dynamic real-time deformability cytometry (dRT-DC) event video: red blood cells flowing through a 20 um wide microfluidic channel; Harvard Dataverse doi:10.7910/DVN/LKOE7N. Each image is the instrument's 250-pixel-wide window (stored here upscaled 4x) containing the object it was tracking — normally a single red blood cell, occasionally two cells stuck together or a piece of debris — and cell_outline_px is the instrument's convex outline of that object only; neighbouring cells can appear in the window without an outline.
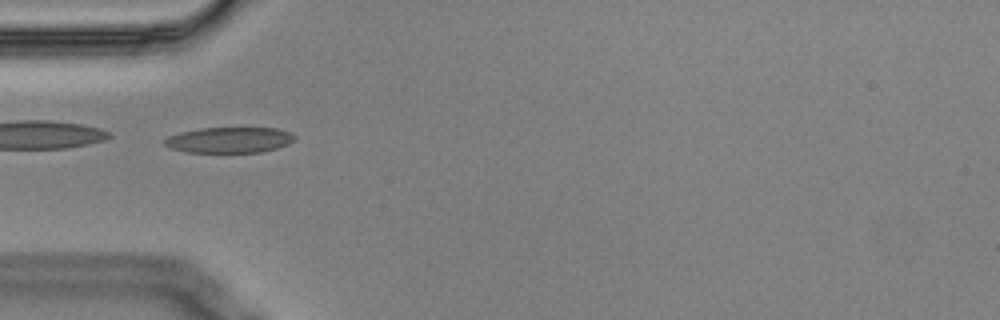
{"species": "Egyptian fruit bat (a non-hibernating species)", "species_latin": "Rousettus aegyptiacus", "temperature_condition": "cold", "stored_images_in_passage": 9, "camera_frame_rate_fps": 3000, "um_per_image_px": 0.085, "animal": {"sex": "male"}, "frame": {"image": 1, "passage_image": 3, "time_ms": 0.667, "image_size_px": [1000, 320], "cell_outline_px": [[296, 136], [288, 144], [276, 148], [260, 152], [188, 152], [168, 148], [164, 144], [164, 140], [168, 136], [180, 132], [200, 128], [276, 128], [288, 132]], "centroid_in_image_um": [19.45, 11.9], "position_along_channel_um": 65.6, "area_um2": 19.36}}
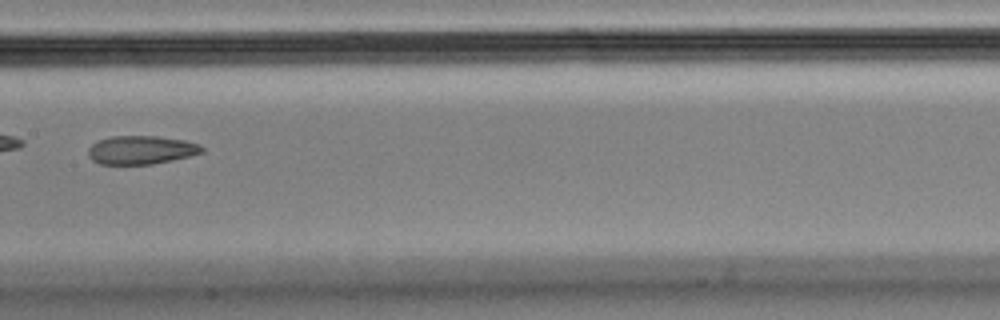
{"frame": {"image": 2, "passage_image": 6, "time_ms": 1.667, "image_size_px": [1000, 320], "cell_outline_px": [[204, 152], [172, 160], [152, 164], [100, 164], [92, 160], [88, 156], [88, 148], [92, 144], [100, 140], [112, 136], [156, 136], [184, 140], [200, 144], [204, 148]], "centroid_in_image_um": [12.0, 12.75], "position_along_channel_um": 195.4, "area_um2": 18.84}}
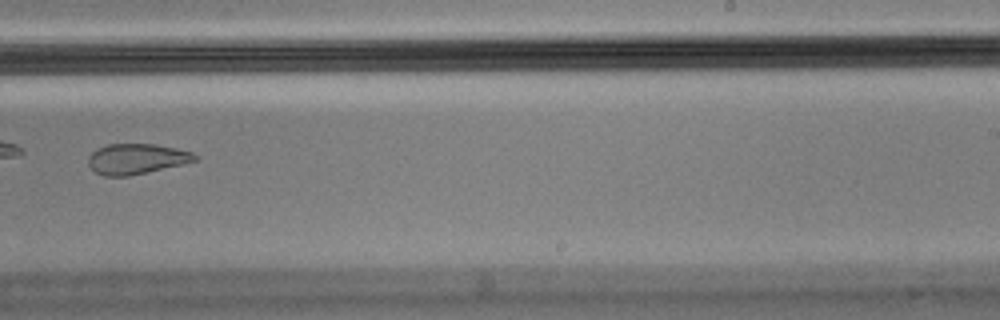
{"frame": {"image": 3, "passage_image": 8, "time_ms": 2.333, "image_size_px": [1000, 320], "cell_outline_px": [[200, 156], [196, 160], [180, 164], [128, 176], [104, 176], [96, 172], [88, 164], [88, 156], [96, 148], [108, 144], [156, 144], [176, 148], [192, 152]], "centroid_in_image_um": [11.58, 13.49], "position_along_channel_um": 277.4, "area_um2": 18.73}}